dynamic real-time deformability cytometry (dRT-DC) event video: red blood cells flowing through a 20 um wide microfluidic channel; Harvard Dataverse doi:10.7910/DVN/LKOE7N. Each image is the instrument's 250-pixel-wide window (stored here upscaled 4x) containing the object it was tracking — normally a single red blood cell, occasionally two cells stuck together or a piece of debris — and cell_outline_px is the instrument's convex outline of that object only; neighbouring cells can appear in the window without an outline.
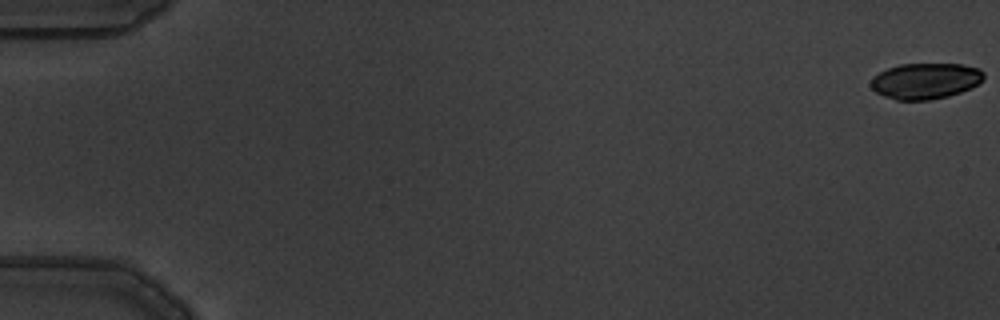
{"species": "common noctule bat (a hibernating species)", "species_latin": "Nyctalus noctula", "temperature_condition": "warm", "stored_images_in_passage": 5, "camera_frame_rate_fps": 3000, "um_per_image_px": 0.085, "animal": {"sex": "male", "body_mass_g": 19.5, "forearm_length_mm": 54.6}, "frame": {"image": 1, "passage_image": 1, "time_ms": 0.0, "image_size_px": [1000, 320], "cell_outline_px": [[984, 80], [960, 92], [948, 96], [928, 100], [896, 100], [884, 96], [876, 92], [868, 84], [872, 76], [888, 68], [900, 64], [960, 64], [980, 68], [984, 72]], "centroid_in_image_um": [78.63, 6.87], "position_along_channel_um": 6.4, "area_um2": 23.7}}
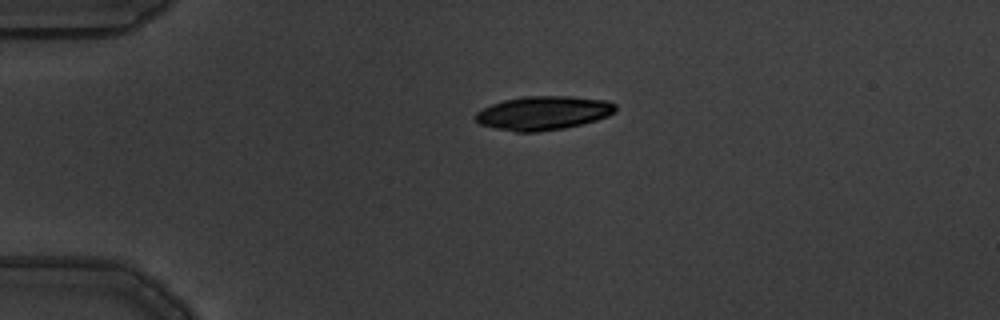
{"frame": {"image": 2, "passage_image": 4, "time_ms": 1.0, "image_size_px": [1000, 320], "cell_outline_px": [[616, 112], [608, 116], [596, 120], [564, 128], [536, 132], [516, 132], [496, 128], [480, 124], [476, 120], [476, 112], [492, 104], [504, 100], [524, 96], [572, 96], [608, 100], [616, 104]], "centroid_in_image_um": [46.22, 9.6], "position_along_channel_um": 38.8, "area_um2": 27.57}}